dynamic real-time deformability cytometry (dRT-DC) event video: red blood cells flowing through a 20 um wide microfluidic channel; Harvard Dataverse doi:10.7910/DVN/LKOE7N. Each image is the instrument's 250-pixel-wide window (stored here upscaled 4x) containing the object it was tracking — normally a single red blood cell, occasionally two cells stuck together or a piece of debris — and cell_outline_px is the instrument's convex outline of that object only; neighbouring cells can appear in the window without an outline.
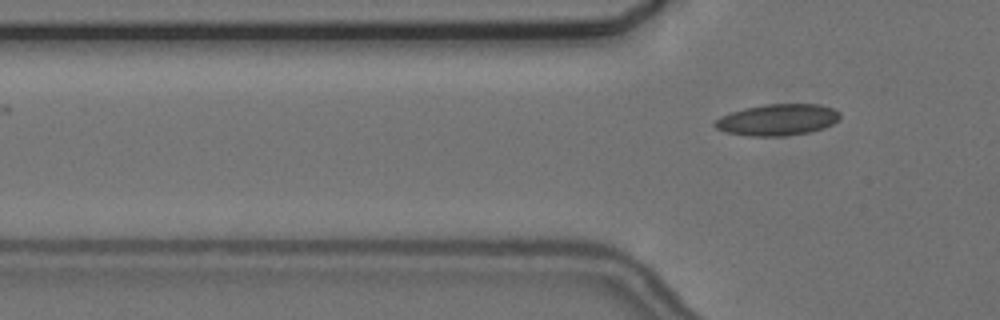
{"species": "common noctule bat (a hibernating species)", "species_latin": "Nyctalus noctula", "temperature_condition": "cold", "stored_images_in_passage": 5, "camera_frame_rate_fps": 3000, "um_per_image_px": 0.085, "animal": {"sex": "female", "body_mass_g": 24.6, "forearm_length_mm": 56.2}, "frame": {"image": 1, "passage_image": 5, "time_ms": 5.667, "image_size_px": [1000, 320], "cell_outline_px": [[840, 120], [824, 128], [808, 132], [784, 136], [748, 136], [724, 132], [716, 128], [712, 124], [720, 116], [744, 108], [768, 104], [820, 104], [832, 108], [840, 112]], "centroid_in_image_um": [66.09, 10.18], "position_along_channel_um": 59.7, "area_um2": 23.0}}